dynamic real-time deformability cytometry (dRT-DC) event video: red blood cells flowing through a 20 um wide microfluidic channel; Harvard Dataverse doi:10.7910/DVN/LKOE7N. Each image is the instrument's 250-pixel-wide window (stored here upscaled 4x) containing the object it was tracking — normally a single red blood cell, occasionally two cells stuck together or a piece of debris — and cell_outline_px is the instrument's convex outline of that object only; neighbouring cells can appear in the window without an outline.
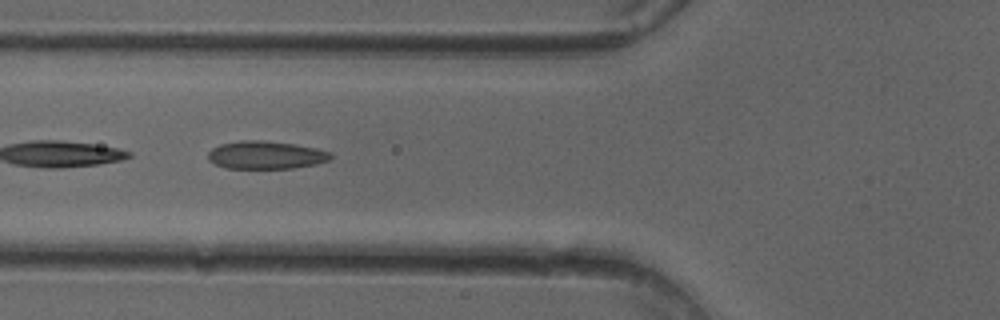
{"species": "common noctule bat (a hibernating species)", "species_latin": "Nyctalus noctula", "temperature_condition": "cold", "stored_images_in_passage": 23, "camera_frame_rate_fps": 3000, "um_per_image_px": 0.085, "animal": {"sex": "female"}, "frame": {"image": 1, "passage_image": 4, "time_ms": 1.0, "image_size_px": [1000, 320], "cell_outline_px": [[332, 156], [328, 160], [316, 164], [292, 168], [228, 168], [216, 164], [208, 160], [208, 152], [212, 148], [220, 144], [240, 140], [260, 140], [296, 144], [316, 148], [332, 152]], "centroid_in_image_um": [22.6, 13.17], "position_along_channel_um": 103.2, "area_um2": 19.94}}
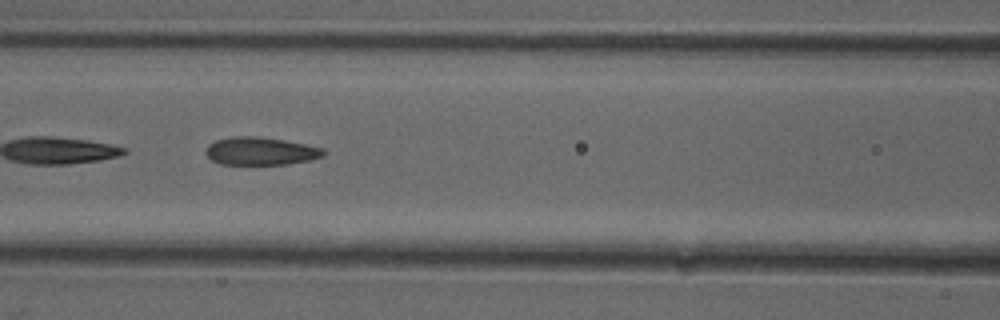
{"frame": {"image": 2, "passage_image": 7, "time_ms": 2.0, "image_size_px": [1000, 320], "cell_outline_px": [[324, 156], [312, 160], [288, 164], [220, 164], [212, 160], [204, 152], [208, 144], [216, 140], [232, 136], [260, 136], [284, 140], [324, 148]], "centroid_in_image_um": [22.15, 12.84], "position_along_channel_um": 144.5, "area_um2": 19.25}}